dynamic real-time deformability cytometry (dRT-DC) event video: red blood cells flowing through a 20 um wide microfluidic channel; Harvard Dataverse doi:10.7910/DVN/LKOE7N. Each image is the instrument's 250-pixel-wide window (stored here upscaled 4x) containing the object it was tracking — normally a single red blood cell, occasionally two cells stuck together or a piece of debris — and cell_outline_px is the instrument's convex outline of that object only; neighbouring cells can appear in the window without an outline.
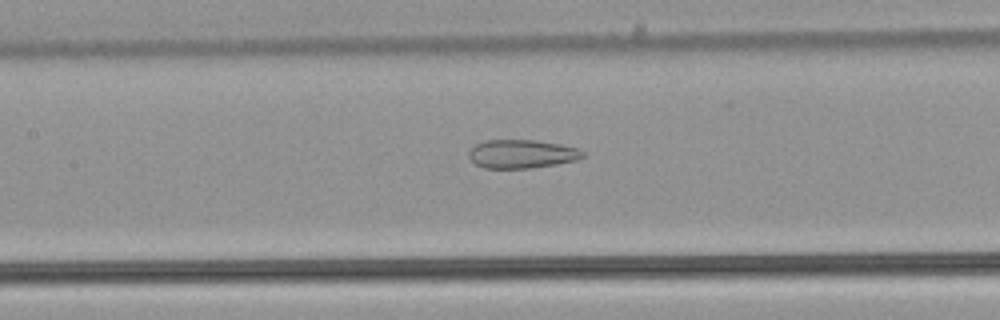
{"species": "common noctule bat (a hibernating species)", "species_latin": "Nyctalus noctula", "temperature_condition": "warm", "stored_images_in_passage": 41, "camera_frame_rate_fps": 3000, "um_per_image_px": 0.085, "animal": {"sex": "male", "body_mass_g": 21.5, "forearm_length_mm": 52.0}, "frame": {"image": 1, "passage_image": 14, "time_ms": 4.333, "image_size_px": [1000, 320], "cell_outline_px": [[584, 156], [576, 160], [556, 164], [532, 168], [484, 168], [476, 164], [468, 156], [468, 152], [476, 144], [484, 140], [536, 140], [560, 144], [576, 148], [584, 152]], "centroid_in_image_um": [44.34, 13.08], "position_along_channel_um": 163.1, "area_um2": 18.9}}
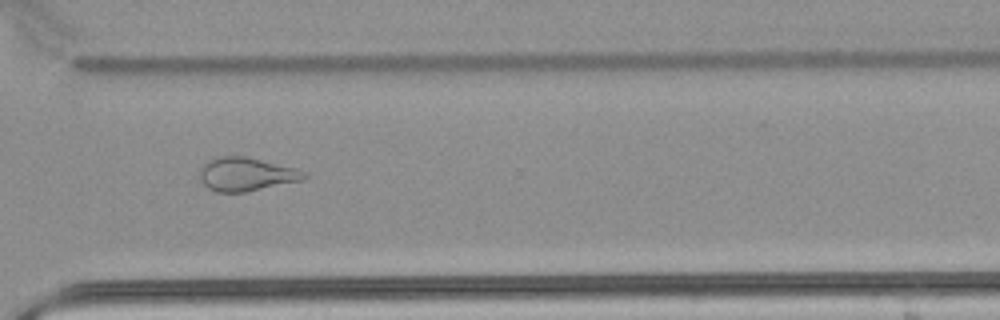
{"frame": {"image": 2, "passage_image": 28, "time_ms": 9.0, "image_size_px": [1000, 320], "cell_outline_px": [[308, 176], [304, 180], [244, 192], [216, 192], [208, 188], [200, 180], [200, 168], [208, 160], [220, 156], [244, 156], [296, 168], [304, 172]], "centroid_in_image_um": [20.92, 14.81], "position_along_channel_um": 349.7, "area_um2": 20.29}}
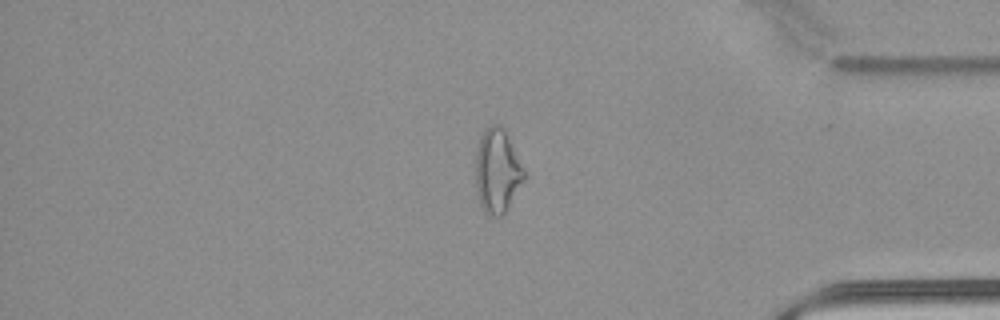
{"frame": {"image": 3, "passage_image": 33, "time_ms": 10.667, "image_size_px": [1000, 320], "cell_outline_px": [[524, 180], [504, 212], [500, 216], [492, 216], [484, 212], [480, 204], [476, 192], [476, 152], [480, 136], [484, 128], [488, 124], [500, 124], [504, 128], [524, 168]], "centroid_in_image_um": [42.24, 14.48], "position_along_channel_um": 393.0, "area_um2": 23.7}, "authors_computed_cell_mechanics": {"area_um2": 22.1374, "velocity_mm_per_s": 4.007, "shape_relaxation_time_tau1_ms": null, "shape_relaxation_time_tau2_ms": 2.2574, "deformation_change_tau1": null, "deformation_change_tau2": 0.1212}}